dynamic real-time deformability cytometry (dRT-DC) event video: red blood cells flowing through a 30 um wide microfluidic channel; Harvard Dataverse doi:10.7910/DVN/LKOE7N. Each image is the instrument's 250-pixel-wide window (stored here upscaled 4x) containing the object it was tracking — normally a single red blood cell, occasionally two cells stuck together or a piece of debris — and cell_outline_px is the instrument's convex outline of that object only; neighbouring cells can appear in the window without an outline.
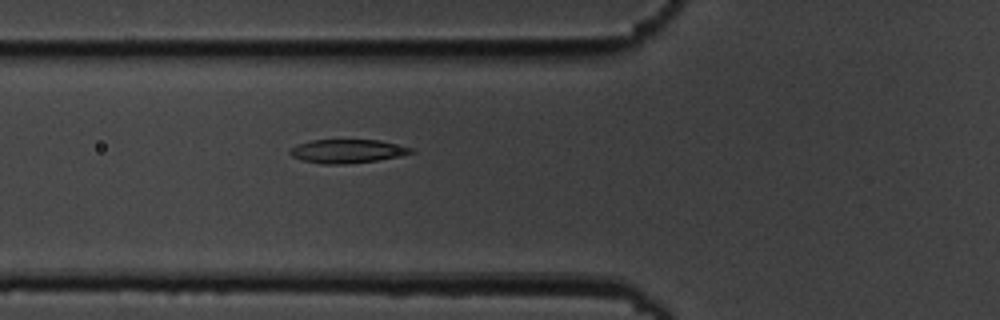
{"species": "common noctule bat (a hibernating species)", "species_latin": "Nyctalus noctula", "temperature_condition": "cold", "stored_images_in_passage": 6, "camera_frame_rate_fps": 3000, "um_per_image_px": 0.085, "animal": {"sex": "male", "body_mass_g": 19.5, "forearm_length_mm": 54.6}, "frame": {"image": 1, "passage_image": 6, "time_ms": 6.667, "image_size_px": [1000, 320], "cell_outline_px": [[416, 152], [400, 156], [376, 160], [344, 164], [320, 164], [304, 160], [292, 156], [288, 152], [296, 144], [312, 140], [380, 140], [412, 148]], "centroid_in_image_um": [29.52, 12.84], "position_along_channel_um": 96.3, "area_um2": 16.59}}